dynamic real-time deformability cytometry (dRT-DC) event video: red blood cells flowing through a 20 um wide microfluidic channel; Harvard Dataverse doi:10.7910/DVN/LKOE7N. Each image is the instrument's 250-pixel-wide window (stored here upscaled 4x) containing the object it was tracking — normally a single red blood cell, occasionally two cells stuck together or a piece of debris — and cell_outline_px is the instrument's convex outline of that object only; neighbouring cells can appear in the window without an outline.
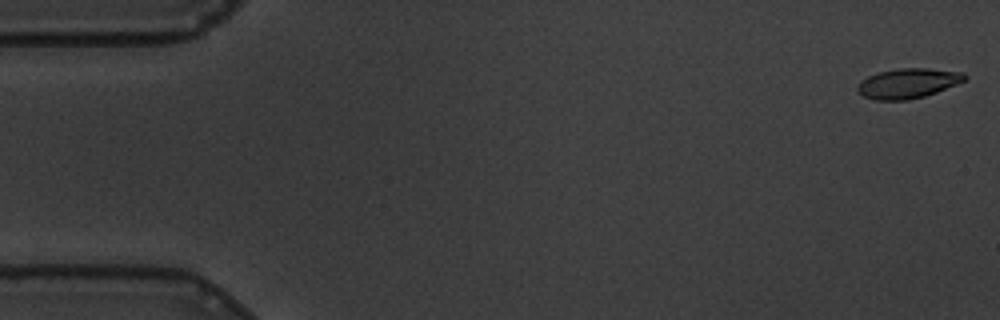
{"species": "common noctule bat (a hibernating species)", "species_latin": "Nyctalus noctula", "temperature_condition": "warm", "stored_images_in_passage": 57, "camera_frame_rate_fps": 3000, "um_per_image_px": 0.085, "animal": {"sex": "male", "body_mass_g": 19.5, "forearm_length_mm": 54.6}, "frame": {"image": 1, "passage_image": 1, "time_ms": 0.0, "image_size_px": [1000, 320], "cell_outline_px": [[968, 76], [964, 80], [956, 84], [936, 92], [924, 96], [908, 100], [876, 100], [864, 96], [856, 88], [856, 84], [860, 80], [868, 76], [880, 72], [900, 68], [928, 68], [964, 72]], "centroid_in_image_um": [77.17, 7.07], "position_along_channel_um": 7.8, "area_um2": 18.61}}
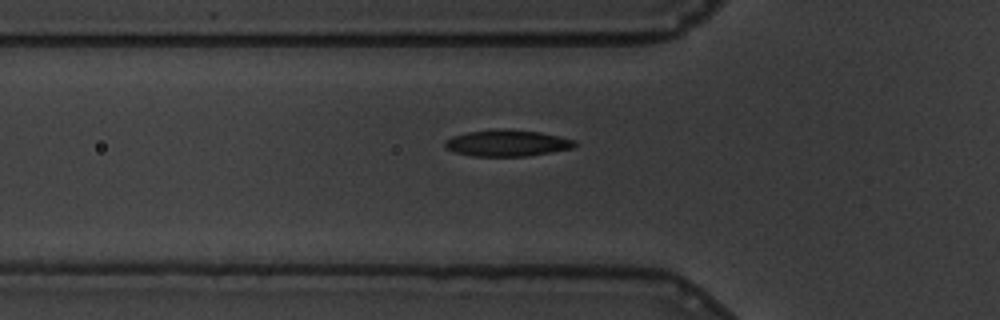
{"frame": {"image": 2, "passage_image": 19, "time_ms": 6.0, "image_size_px": [1000, 320], "cell_outline_px": [[576, 144], [572, 148], [552, 152], [528, 156], [472, 156], [456, 152], [448, 148], [444, 144], [444, 140], [452, 136], [468, 132], [504, 128], [508, 128], [540, 132], [560, 136], [576, 140]], "centroid_in_image_um": [43.13, 12.15], "position_along_channel_um": 82.7, "area_um2": 20.06}}
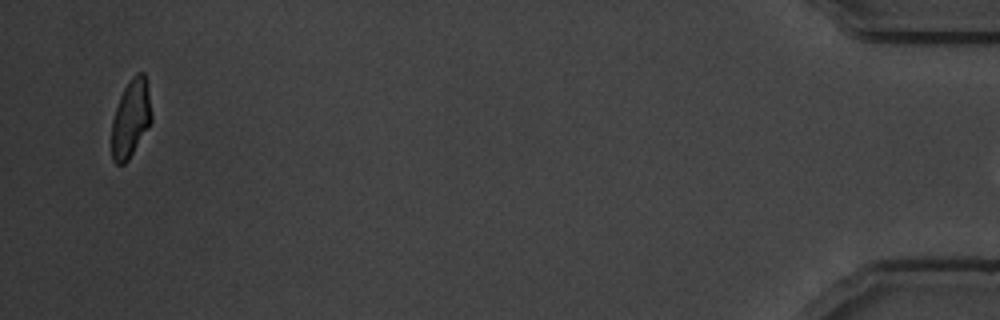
{"frame": {"image": 3, "passage_image": 56, "time_ms": 18.333, "image_size_px": [1000, 320], "cell_outline_px": [[152, 120], [148, 128], [128, 160], [124, 164], [116, 164], [112, 160], [112, 120], [120, 96], [124, 88], [132, 76], [136, 72], [144, 72], [148, 88], [152, 116]], "centroid_in_image_um": [11.12, 10.06], "position_along_channel_um": 424.1, "area_um2": 18.03}}